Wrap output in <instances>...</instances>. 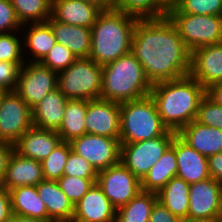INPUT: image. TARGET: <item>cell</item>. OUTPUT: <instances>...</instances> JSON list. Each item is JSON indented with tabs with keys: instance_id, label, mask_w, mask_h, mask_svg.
<instances>
[{
	"instance_id": "22",
	"label": "cell",
	"mask_w": 222,
	"mask_h": 222,
	"mask_svg": "<svg viewBox=\"0 0 222 222\" xmlns=\"http://www.w3.org/2000/svg\"><path fill=\"white\" fill-rule=\"evenodd\" d=\"M36 190L47 209V222H72L74 205L57 181H41L36 185Z\"/></svg>"
},
{
	"instance_id": "4",
	"label": "cell",
	"mask_w": 222,
	"mask_h": 222,
	"mask_svg": "<svg viewBox=\"0 0 222 222\" xmlns=\"http://www.w3.org/2000/svg\"><path fill=\"white\" fill-rule=\"evenodd\" d=\"M151 89L141 63L131 52L103 66L102 99L122 103L148 96Z\"/></svg>"
},
{
	"instance_id": "49",
	"label": "cell",
	"mask_w": 222,
	"mask_h": 222,
	"mask_svg": "<svg viewBox=\"0 0 222 222\" xmlns=\"http://www.w3.org/2000/svg\"><path fill=\"white\" fill-rule=\"evenodd\" d=\"M182 0H161L162 7L168 12L170 9L177 7Z\"/></svg>"
},
{
	"instance_id": "35",
	"label": "cell",
	"mask_w": 222,
	"mask_h": 222,
	"mask_svg": "<svg viewBox=\"0 0 222 222\" xmlns=\"http://www.w3.org/2000/svg\"><path fill=\"white\" fill-rule=\"evenodd\" d=\"M13 32L0 33V61L25 62L23 55V38ZM19 35V36H18Z\"/></svg>"
},
{
	"instance_id": "24",
	"label": "cell",
	"mask_w": 222,
	"mask_h": 222,
	"mask_svg": "<svg viewBox=\"0 0 222 222\" xmlns=\"http://www.w3.org/2000/svg\"><path fill=\"white\" fill-rule=\"evenodd\" d=\"M56 37V42L63 44L77 57H89L91 51V28L71 25L54 20L46 21Z\"/></svg>"
},
{
	"instance_id": "17",
	"label": "cell",
	"mask_w": 222,
	"mask_h": 222,
	"mask_svg": "<svg viewBox=\"0 0 222 222\" xmlns=\"http://www.w3.org/2000/svg\"><path fill=\"white\" fill-rule=\"evenodd\" d=\"M177 159V177L189 184L209 179L208 159L185 143L178 135L172 141Z\"/></svg>"
},
{
	"instance_id": "16",
	"label": "cell",
	"mask_w": 222,
	"mask_h": 222,
	"mask_svg": "<svg viewBox=\"0 0 222 222\" xmlns=\"http://www.w3.org/2000/svg\"><path fill=\"white\" fill-rule=\"evenodd\" d=\"M116 208L95 185L74 206L72 222H115Z\"/></svg>"
},
{
	"instance_id": "20",
	"label": "cell",
	"mask_w": 222,
	"mask_h": 222,
	"mask_svg": "<svg viewBox=\"0 0 222 222\" xmlns=\"http://www.w3.org/2000/svg\"><path fill=\"white\" fill-rule=\"evenodd\" d=\"M102 10L82 0H52L51 17L62 23L91 28Z\"/></svg>"
},
{
	"instance_id": "45",
	"label": "cell",
	"mask_w": 222,
	"mask_h": 222,
	"mask_svg": "<svg viewBox=\"0 0 222 222\" xmlns=\"http://www.w3.org/2000/svg\"><path fill=\"white\" fill-rule=\"evenodd\" d=\"M14 150V144L0 142V183L5 177L8 162Z\"/></svg>"
},
{
	"instance_id": "42",
	"label": "cell",
	"mask_w": 222,
	"mask_h": 222,
	"mask_svg": "<svg viewBox=\"0 0 222 222\" xmlns=\"http://www.w3.org/2000/svg\"><path fill=\"white\" fill-rule=\"evenodd\" d=\"M149 222H182V219L173 215L164 205L156 201Z\"/></svg>"
},
{
	"instance_id": "44",
	"label": "cell",
	"mask_w": 222,
	"mask_h": 222,
	"mask_svg": "<svg viewBox=\"0 0 222 222\" xmlns=\"http://www.w3.org/2000/svg\"><path fill=\"white\" fill-rule=\"evenodd\" d=\"M207 159L210 177L222 186V152L214 154Z\"/></svg>"
},
{
	"instance_id": "33",
	"label": "cell",
	"mask_w": 222,
	"mask_h": 222,
	"mask_svg": "<svg viewBox=\"0 0 222 222\" xmlns=\"http://www.w3.org/2000/svg\"><path fill=\"white\" fill-rule=\"evenodd\" d=\"M71 149L70 142L61 141L41 162L45 180L57 181L64 175L65 165Z\"/></svg>"
},
{
	"instance_id": "48",
	"label": "cell",
	"mask_w": 222,
	"mask_h": 222,
	"mask_svg": "<svg viewBox=\"0 0 222 222\" xmlns=\"http://www.w3.org/2000/svg\"><path fill=\"white\" fill-rule=\"evenodd\" d=\"M8 222H43V221L35 218L13 214L12 218Z\"/></svg>"
},
{
	"instance_id": "18",
	"label": "cell",
	"mask_w": 222,
	"mask_h": 222,
	"mask_svg": "<svg viewBox=\"0 0 222 222\" xmlns=\"http://www.w3.org/2000/svg\"><path fill=\"white\" fill-rule=\"evenodd\" d=\"M62 141L57 131L32 126L14 144L21 156L42 162Z\"/></svg>"
},
{
	"instance_id": "38",
	"label": "cell",
	"mask_w": 222,
	"mask_h": 222,
	"mask_svg": "<svg viewBox=\"0 0 222 222\" xmlns=\"http://www.w3.org/2000/svg\"><path fill=\"white\" fill-rule=\"evenodd\" d=\"M196 121L222 130V106L205 96L200 102Z\"/></svg>"
},
{
	"instance_id": "26",
	"label": "cell",
	"mask_w": 222,
	"mask_h": 222,
	"mask_svg": "<svg viewBox=\"0 0 222 222\" xmlns=\"http://www.w3.org/2000/svg\"><path fill=\"white\" fill-rule=\"evenodd\" d=\"M9 192L13 214L47 222V209L38 196L35 185L18 186Z\"/></svg>"
},
{
	"instance_id": "11",
	"label": "cell",
	"mask_w": 222,
	"mask_h": 222,
	"mask_svg": "<svg viewBox=\"0 0 222 222\" xmlns=\"http://www.w3.org/2000/svg\"><path fill=\"white\" fill-rule=\"evenodd\" d=\"M96 184L116 209L128 204L142 191L141 181L121 162L99 171Z\"/></svg>"
},
{
	"instance_id": "3",
	"label": "cell",
	"mask_w": 222,
	"mask_h": 222,
	"mask_svg": "<svg viewBox=\"0 0 222 222\" xmlns=\"http://www.w3.org/2000/svg\"><path fill=\"white\" fill-rule=\"evenodd\" d=\"M139 18L117 11H102L91 27L89 58L104 66L131 52L135 25Z\"/></svg>"
},
{
	"instance_id": "19",
	"label": "cell",
	"mask_w": 222,
	"mask_h": 222,
	"mask_svg": "<svg viewBox=\"0 0 222 222\" xmlns=\"http://www.w3.org/2000/svg\"><path fill=\"white\" fill-rule=\"evenodd\" d=\"M44 180L41 162L21 156L14 150L0 185L9 191L18 186H36Z\"/></svg>"
},
{
	"instance_id": "21",
	"label": "cell",
	"mask_w": 222,
	"mask_h": 222,
	"mask_svg": "<svg viewBox=\"0 0 222 222\" xmlns=\"http://www.w3.org/2000/svg\"><path fill=\"white\" fill-rule=\"evenodd\" d=\"M177 135L205 157L222 152V130L196 120L183 127Z\"/></svg>"
},
{
	"instance_id": "40",
	"label": "cell",
	"mask_w": 222,
	"mask_h": 222,
	"mask_svg": "<svg viewBox=\"0 0 222 222\" xmlns=\"http://www.w3.org/2000/svg\"><path fill=\"white\" fill-rule=\"evenodd\" d=\"M22 26L11 0H0V33L21 31Z\"/></svg>"
},
{
	"instance_id": "13",
	"label": "cell",
	"mask_w": 222,
	"mask_h": 222,
	"mask_svg": "<svg viewBox=\"0 0 222 222\" xmlns=\"http://www.w3.org/2000/svg\"><path fill=\"white\" fill-rule=\"evenodd\" d=\"M86 133L120 139V103L102 98L87 101Z\"/></svg>"
},
{
	"instance_id": "47",
	"label": "cell",
	"mask_w": 222,
	"mask_h": 222,
	"mask_svg": "<svg viewBox=\"0 0 222 222\" xmlns=\"http://www.w3.org/2000/svg\"><path fill=\"white\" fill-rule=\"evenodd\" d=\"M94 4L99 7L102 11L111 10L115 8L116 0H82Z\"/></svg>"
},
{
	"instance_id": "50",
	"label": "cell",
	"mask_w": 222,
	"mask_h": 222,
	"mask_svg": "<svg viewBox=\"0 0 222 222\" xmlns=\"http://www.w3.org/2000/svg\"><path fill=\"white\" fill-rule=\"evenodd\" d=\"M182 222H214V220L200 219V218H186L183 219Z\"/></svg>"
},
{
	"instance_id": "25",
	"label": "cell",
	"mask_w": 222,
	"mask_h": 222,
	"mask_svg": "<svg viewBox=\"0 0 222 222\" xmlns=\"http://www.w3.org/2000/svg\"><path fill=\"white\" fill-rule=\"evenodd\" d=\"M25 27L28 28L24 29ZM21 32H26L24 35L22 34L23 46H25L23 47L25 62L27 60L28 62H40L56 43V37L47 22L24 24ZM25 52H27L26 54L30 53L31 59L25 55Z\"/></svg>"
},
{
	"instance_id": "23",
	"label": "cell",
	"mask_w": 222,
	"mask_h": 222,
	"mask_svg": "<svg viewBox=\"0 0 222 222\" xmlns=\"http://www.w3.org/2000/svg\"><path fill=\"white\" fill-rule=\"evenodd\" d=\"M68 98L57 88L32 108L33 126L58 131L64 118Z\"/></svg>"
},
{
	"instance_id": "1",
	"label": "cell",
	"mask_w": 222,
	"mask_h": 222,
	"mask_svg": "<svg viewBox=\"0 0 222 222\" xmlns=\"http://www.w3.org/2000/svg\"><path fill=\"white\" fill-rule=\"evenodd\" d=\"M131 53L141 63L152 85L190 73L191 52L167 16L137 21Z\"/></svg>"
},
{
	"instance_id": "52",
	"label": "cell",
	"mask_w": 222,
	"mask_h": 222,
	"mask_svg": "<svg viewBox=\"0 0 222 222\" xmlns=\"http://www.w3.org/2000/svg\"><path fill=\"white\" fill-rule=\"evenodd\" d=\"M214 222H222V217L215 219Z\"/></svg>"
},
{
	"instance_id": "39",
	"label": "cell",
	"mask_w": 222,
	"mask_h": 222,
	"mask_svg": "<svg viewBox=\"0 0 222 222\" xmlns=\"http://www.w3.org/2000/svg\"><path fill=\"white\" fill-rule=\"evenodd\" d=\"M64 175L85 179H97L98 172L89 162L71 149L65 165Z\"/></svg>"
},
{
	"instance_id": "37",
	"label": "cell",
	"mask_w": 222,
	"mask_h": 222,
	"mask_svg": "<svg viewBox=\"0 0 222 222\" xmlns=\"http://www.w3.org/2000/svg\"><path fill=\"white\" fill-rule=\"evenodd\" d=\"M175 9L195 15H222V0H182Z\"/></svg>"
},
{
	"instance_id": "6",
	"label": "cell",
	"mask_w": 222,
	"mask_h": 222,
	"mask_svg": "<svg viewBox=\"0 0 222 222\" xmlns=\"http://www.w3.org/2000/svg\"><path fill=\"white\" fill-rule=\"evenodd\" d=\"M103 66L89 57L76 58L65 70L58 72L57 88L68 99L100 98Z\"/></svg>"
},
{
	"instance_id": "8",
	"label": "cell",
	"mask_w": 222,
	"mask_h": 222,
	"mask_svg": "<svg viewBox=\"0 0 222 222\" xmlns=\"http://www.w3.org/2000/svg\"><path fill=\"white\" fill-rule=\"evenodd\" d=\"M176 132L169 130L165 135L138 141L121 143L120 162L140 181L171 146Z\"/></svg>"
},
{
	"instance_id": "36",
	"label": "cell",
	"mask_w": 222,
	"mask_h": 222,
	"mask_svg": "<svg viewBox=\"0 0 222 222\" xmlns=\"http://www.w3.org/2000/svg\"><path fill=\"white\" fill-rule=\"evenodd\" d=\"M76 58L71 50L56 42L40 63L58 73L67 69Z\"/></svg>"
},
{
	"instance_id": "32",
	"label": "cell",
	"mask_w": 222,
	"mask_h": 222,
	"mask_svg": "<svg viewBox=\"0 0 222 222\" xmlns=\"http://www.w3.org/2000/svg\"><path fill=\"white\" fill-rule=\"evenodd\" d=\"M115 9L139 19L160 18L167 16L161 0H116Z\"/></svg>"
},
{
	"instance_id": "7",
	"label": "cell",
	"mask_w": 222,
	"mask_h": 222,
	"mask_svg": "<svg viewBox=\"0 0 222 222\" xmlns=\"http://www.w3.org/2000/svg\"><path fill=\"white\" fill-rule=\"evenodd\" d=\"M187 49L222 42V15H195L178 12L175 8L167 12Z\"/></svg>"
},
{
	"instance_id": "2",
	"label": "cell",
	"mask_w": 222,
	"mask_h": 222,
	"mask_svg": "<svg viewBox=\"0 0 222 222\" xmlns=\"http://www.w3.org/2000/svg\"><path fill=\"white\" fill-rule=\"evenodd\" d=\"M150 95L163 124L178 133L196 120L200 102L206 96V89L196 79L187 75L153 84Z\"/></svg>"
},
{
	"instance_id": "51",
	"label": "cell",
	"mask_w": 222,
	"mask_h": 222,
	"mask_svg": "<svg viewBox=\"0 0 222 222\" xmlns=\"http://www.w3.org/2000/svg\"><path fill=\"white\" fill-rule=\"evenodd\" d=\"M6 90H4L3 88H0V105H1V101L4 97V95L6 94Z\"/></svg>"
},
{
	"instance_id": "15",
	"label": "cell",
	"mask_w": 222,
	"mask_h": 222,
	"mask_svg": "<svg viewBox=\"0 0 222 222\" xmlns=\"http://www.w3.org/2000/svg\"><path fill=\"white\" fill-rule=\"evenodd\" d=\"M189 75L205 89L222 81V42L195 48L191 52Z\"/></svg>"
},
{
	"instance_id": "41",
	"label": "cell",
	"mask_w": 222,
	"mask_h": 222,
	"mask_svg": "<svg viewBox=\"0 0 222 222\" xmlns=\"http://www.w3.org/2000/svg\"><path fill=\"white\" fill-rule=\"evenodd\" d=\"M25 62L0 61V88L15 91L21 66Z\"/></svg>"
},
{
	"instance_id": "9",
	"label": "cell",
	"mask_w": 222,
	"mask_h": 222,
	"mask_svg": "<svg viewBox=\"0 0 222 222\" xmlns=\"http://www.w3.org/2000/svg\"><path fill=\"white\" fill-rule=\"evenodd\" d=\"M58 73L40 62H26L21 66L15 92L32 109L48 93L57 89Z\"/></svg>"
},
{
	"instance_id": "27",
	"label": "cell",
	"mask_w": 222,
	"mask_h": 222,
	"mask_svg": "<svg viewBox=\"0 0 222 222\" xmlns=\"http://www.w3.org/2000/svg\"><path fill=\"white\" fill-rule=\"evenodd\" d=\"M190 184L180 177H173L157 194V201L180 219L188 218Z\"/></svg>"
},
{
	"instance_id": "43",
	"label": "cell",
	"mask_w": 222,
	"mask_h": 222,
	"mask_svg": "<svg viewBox=\"0 0 222 222\" xmlns=\"http://www.w3.org/2000/svg\"><path fill=\"white\" fill-rule=\"evenodd\" d=\"M12 216L10 192L0 185V222H8Z\"/></svg>"
},
{
	"instance_id": "10",
	"label": "cell",
	"mask_w": 222,
	"mask_h": 222,
	"mask_svg": "<svg viewBox=\"0 0 222 222\" xmlns=\"http://www.w3.org/2000/svg\"><path fill=\"white\" fill-rule=\"evenodd\" d=\"M72 150L89 162L99 172L120 163V139L84 134L73 139Z\"/></svg>"
},
{
	"instance_id": "46",
	"label": "cell",
	"mask_w": 222,
	"mask_h": 222,
	"mask_svg": "<svg viewBox=\"0 0 222 222\" xmlns=\"http://www.w3.org/2000/svg\"><path fill=\"white\" fill-rule=\"evenodd\" d=\"M206 96L215 104L222 106V81L206 88Z\"/></svg>"
},
{
	"instance_id": "31",
	"label": "cell",
	"mask_w": 222,
	"mask_h": 222,
	"mask_svg": "<svg viewBox=\"0 0 222 222\" xmlns=\"http://www.w3.org/2000/svg\"><path fill=\"white\" fill-rule=\"evenodd\" d=\"M22 25L46 22L51 17L52 0H11Z\"/></svg>"
},
{
	"instance_id": "28",
	"label": "cell",
	"mask_w": 222,
	"mask_h": 222,
	"mask_svg": "<svg viewBox=\"0 0 222 222\" xmlns=\"http://www.w3.org/2000/svg\"><path fill=\"white\" fill-rule=\"evenodd\" d=\"M175 150L170 146L141 180V190L157 193L177 175Z\"/></svg>"
},
{
	"instance_id": "14",
	"label": "cell",
	"mask_w": 222,
	"mask_h": 222,
	"mask_svg": "<svg viewBox=\"0 0 222 222\" xmlns=\"http://www.w3.org/2000/svg\"><path fill=\"white\" fill-rule=\"evenodd\" d=\"M188 218L215 220L221 217L222 186L213 178L190 184Z\"/></svg>"
},
{
	"instance_id": "12",
	"label": "cell",
	"mask_w": 222,
	"mask_h": 222,
	"mask_svg": "<svg viewBox=\"0 0 222 222\" xmlns=\"http://www.w3.org/2000/svg\"><path fill=\"white\" fill-rule=\"evenodd\" d=\"M32 126V109L15 91H7L0 105V142L15 144Z\"/></svg>"
},
{
	"instance_id": "29",
	"label": "cell",
	"mask_w": 222,
	"mask_h": 222,
	"mask_svg": "<svg viewBox=\"0 0 222 222\" xmlns=\"http://www.w3.org/2000/svg\"><path fill=\"white\" fill-rule=\"evenodd\" d=\"M86 112V100L68 99L62 124L57 131L62 141L71 142L73 139L86 134L84 121Z\"/></svg>"
},
{
	"instance_id": "34",
	"label": "cell",
	"mask_w": 222,
	"mask_h": 222,
	"mask_svg": "<svg viewBox=\"0 0 222 222\" xmlns=\"http://www.w3.org/2000/svg\"><path fill=\"white\" fill-rule=\"evenodd\" d=\"M97 179H85L63 175L57 180L60 189L75 206L81 198L95 185Z\"/></svg>"
},
{
	"instance_id": "5",
	"label": "cell",
	"mask_w": 222,
	"mask_h": 222,
	"mask_svg": "<svg viewBox=\"0 0 222 222\" xmlns=\"http://www.w3.org/2000/svg\"><path fill=\"white\" fill-rule=\"evenodd\" d=\"M168 131L151 95L120 103L121 143L153 139Z\"/></svg>"
},
{
	"instance_id": "30",
	"label": "cell",
	"mask_w": 222,
	"mask_h": 222,
	"mask_svg": "<svg viewBox=\"0 0 222 222\" xmlns=\"http://www.w3.org/2000/svg\"><path fill=\"white\" fill-rule=\"evenodd\" d=\"M157 194L141 191L128 204L116 209L115 222H149Z\"/></svg>"
}]
</instances>
